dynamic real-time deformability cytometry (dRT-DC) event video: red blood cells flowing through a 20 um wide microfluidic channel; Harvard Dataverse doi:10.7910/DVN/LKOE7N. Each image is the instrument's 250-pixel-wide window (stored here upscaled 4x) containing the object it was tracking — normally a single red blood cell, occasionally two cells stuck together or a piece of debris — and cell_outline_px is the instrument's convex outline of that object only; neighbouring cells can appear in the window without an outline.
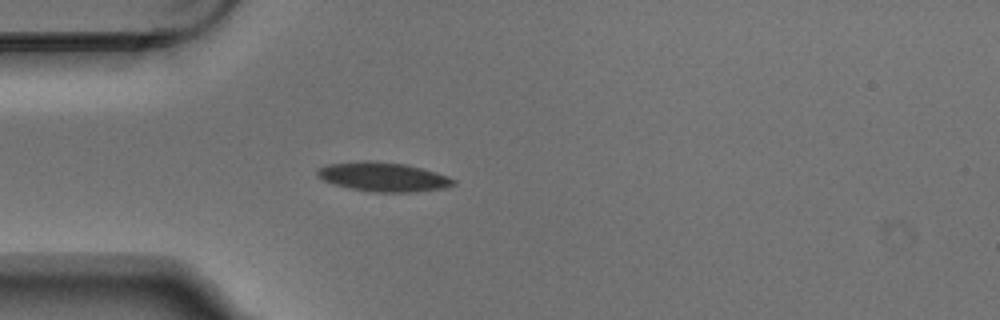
{"species": "Egyptian fruit bat (a non-hibernating species)", "species_latin": "Rousettus aegyptiacus", "temperature_condition": "warm", "stored_images_in_passage": 3, "camera_frame_rate_fps": 3000, "um_per_image_px": 0.085, "animal": {"sex": "male"}, "frame": {"image": 1, "passage_image": 3, "time_ms": 0.667, "image_size_px": [1000, 320], "cell_outline_px": [[456, 184], [448, 188], [416, 192], [372, 192], [332, 184], [316, 176], [316, 172], [324, 164], [364, 160], [376, 160], [404, 164], [436, 172], [448, 176], [456, 180]], "centroid_in_image_um": [32.59, 15.03], "position_along_channel_um": 52.4, "area_um2": 23.47}}